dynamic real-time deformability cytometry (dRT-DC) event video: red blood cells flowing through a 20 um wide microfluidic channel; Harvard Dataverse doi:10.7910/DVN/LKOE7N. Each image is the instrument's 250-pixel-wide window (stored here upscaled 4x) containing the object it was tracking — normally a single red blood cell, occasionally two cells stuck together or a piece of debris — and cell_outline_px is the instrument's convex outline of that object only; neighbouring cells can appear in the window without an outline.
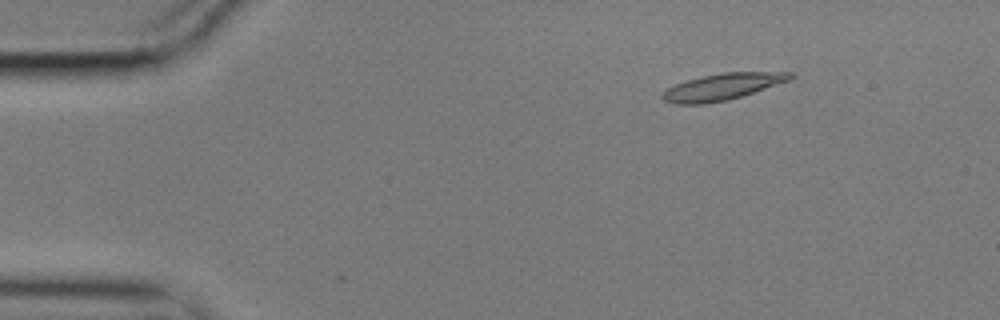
{"species": "common noctule bat (a hibernating species)", "species_latin": "Nyctalus noctula", "temperature_condition": "cold", "stored_images_in_passage": 55, "camera_frame_rate_fps": 3000, "um_per_image_px": 0.085, "animal": {"sex": "male", "body_mass_g": 17.9}, "frame": {"image": 1, "passage_image": 6, "time_ms": 1.667, "image_size_px": [1000, 320], "cell_outline_px": [[796, 76], [788, 80], [728, 100], [704, 104], [672, 104], [664, 100], [660, 96], [668, 88], [676, 84], [688, 80], [704, 76], [724, 72], [792, 72]], "centroid_in_image_um": [61.37, 7.38], "position_along_channel_um": 23.6, "area_um2": 19.36}}
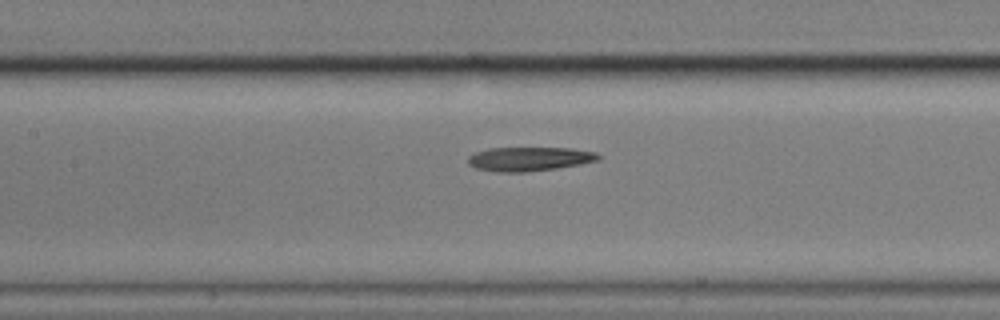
{"frame": {"image": 2, "passage_image": 24, "time_ms": 7.667, "image_size_px": [1000, 320], "cell_outline_px": [[600, 160], [580, 164], [556, 168], [524, 172], [496, 172], [476, 168], [468, 164], [468, 156], [476, 152], [488, 148], [572, 148], [596, 152], [600, 156]], "centroid_in_image_um": [44.99, 13.51], "position_along_channel_um": 162.4, "area_um2": 18.26}}
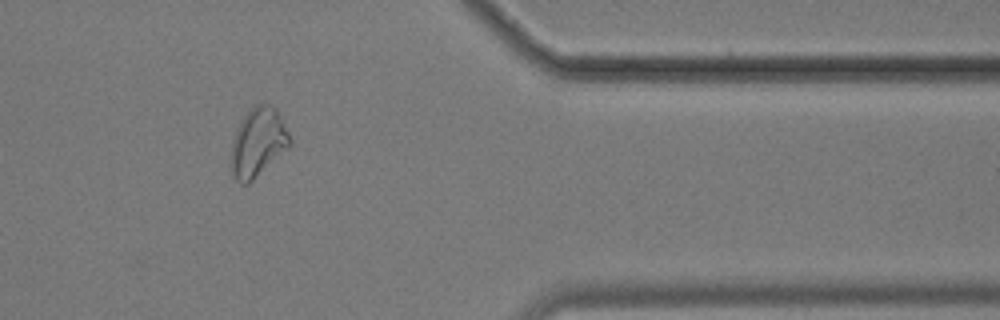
{"frame": {"image": 3, "passage_image": 45, "time_ms": 14.667, "image_size_px": [1000, 320], "cell_outline_px": [[292, 144], [288, 148], [248, 184], [240, 184], [232, 176], [228, 164], [232, 140], [236, 128], [244, 116], [256, 104], [272, 104], [276, 108], [292, 140]], "centroid_in_image_um": [21.88, 12.13], "position_along_channel_um": 389.5, "area_um2": 23.87}, "authors_computed_cell_mechanics": {"area_um2": 18.785, "velocity_mm_per_s": 3.521, "shape_relaxation_time_tau1_ms": null, "shape_relaxation_time_tau2_ms": 11.0097, "deformation_change_tau1": null, "deformation_change_tau2": 0.2157}}